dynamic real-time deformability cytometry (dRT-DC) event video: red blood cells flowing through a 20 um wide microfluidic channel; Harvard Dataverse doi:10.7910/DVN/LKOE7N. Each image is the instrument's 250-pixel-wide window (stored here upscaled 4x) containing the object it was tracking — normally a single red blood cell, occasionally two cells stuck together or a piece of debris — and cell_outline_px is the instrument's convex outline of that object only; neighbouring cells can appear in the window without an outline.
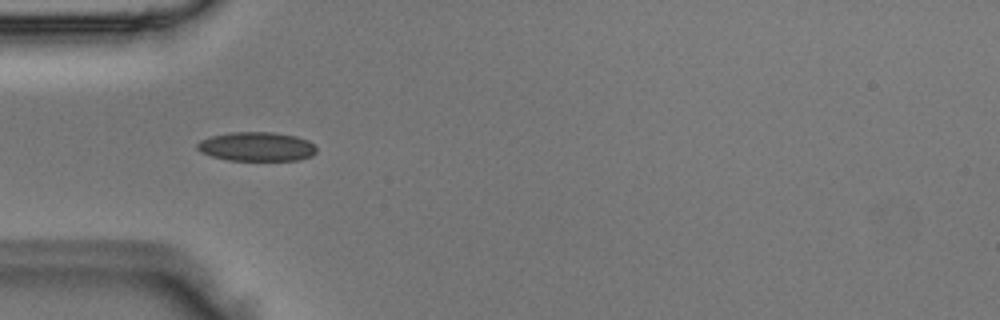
{"species": "Egyptian fruit bat (a non-hibernating species)", "species_latin": "Rousettus aegyptiacus", "temperature_condition": "room temperature", "stored_images_in_passage": 7, "camera_frame_rate_fps": 3000, "um_per_image_px": 0.085, "animal": {"sex": "male"}, "frame": {"image": 1, "passage_image": 5, "time_ms": 1.333, "image_size_px": [1000, 320], "cell_outline_px": [[316, 152], [312, 156], [300, 160], [228, 160], [212, 156], [200, 152], [196, 148], [196, 144], [200, 140], [212, 136], [232, 132], [276, 132], [296, 136], [308, 140], [316, 148]], "centroid_in_image_um": [21.82, 12.46], "position_along_channel_um": 63.2, "area_um2": 20.29}}
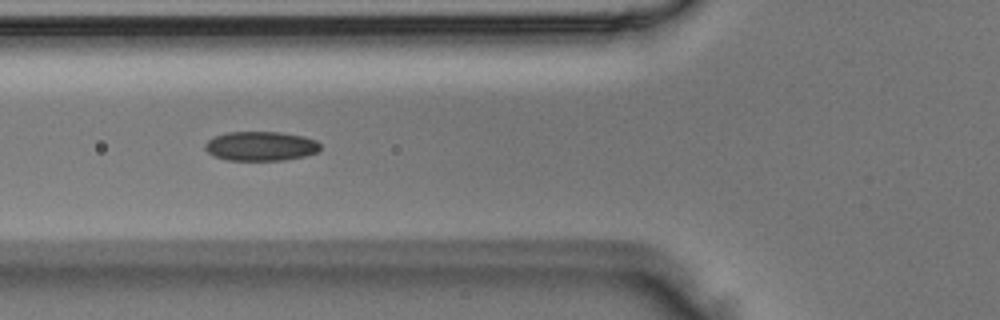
{"frame": {"image": 2, "passage_image": 6, "time_ms": 1.667, "image_size_px": [1000, 320], "cell_outline_px": [[320, 148], [316, 152], [304, 156], [284, 160], [228, 160], [212, 156], [204, 148], [204, 144], [212, 136], [228, 132], [280, 132], [304, 136], [316, 140], [320, 144]], "centroid_in_image_um": [22.12, 12.41], "position_along_channel_um": 103.7, "area_um2": 19.83}}